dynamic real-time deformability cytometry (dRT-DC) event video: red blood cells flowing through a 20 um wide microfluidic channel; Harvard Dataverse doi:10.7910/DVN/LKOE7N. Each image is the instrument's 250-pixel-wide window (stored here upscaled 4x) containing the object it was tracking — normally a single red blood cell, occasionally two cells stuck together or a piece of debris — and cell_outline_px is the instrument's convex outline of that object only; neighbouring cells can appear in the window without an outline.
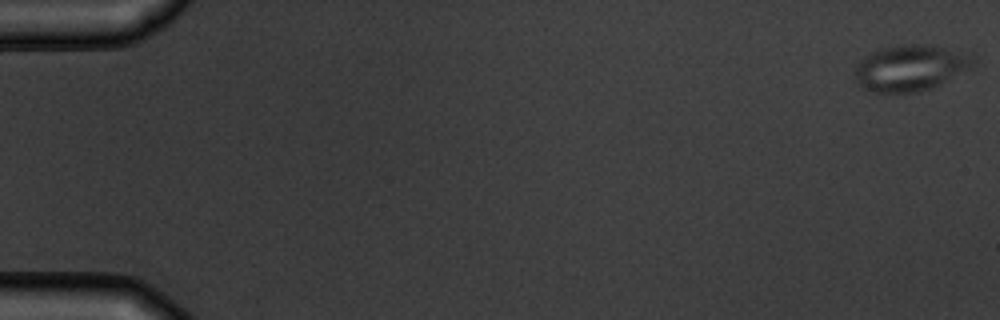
{"species": "common noctule bat (a hibernating species)", "species_latin": "Nyctalus noctula", "temperature_condition": "warm", "stored_images_in_passage": 6, "camera_frame_rate_fps": 3000, "um_per_image_px": 0.085, "animal": {"sex": "male", "body_mass_g": 19.5, "forearm_length_mm": 54.6}, "frame": {"image": 1, "passage_image": 1, "time_ms": 0.0, "image_size_px": [1000, 320], "cell_outline_px": [[976, 56], [968, 64], [932, 88], [916, 92], [872, 92], [860, 88], [856, 84], [856, 64], [864, 56], [880, 48], [912, 44], [928, 44]], "centroid_in_image_um": [77.21, 5.77], "position_along_channel_um": 7.8, "area_um2": 30.63}}